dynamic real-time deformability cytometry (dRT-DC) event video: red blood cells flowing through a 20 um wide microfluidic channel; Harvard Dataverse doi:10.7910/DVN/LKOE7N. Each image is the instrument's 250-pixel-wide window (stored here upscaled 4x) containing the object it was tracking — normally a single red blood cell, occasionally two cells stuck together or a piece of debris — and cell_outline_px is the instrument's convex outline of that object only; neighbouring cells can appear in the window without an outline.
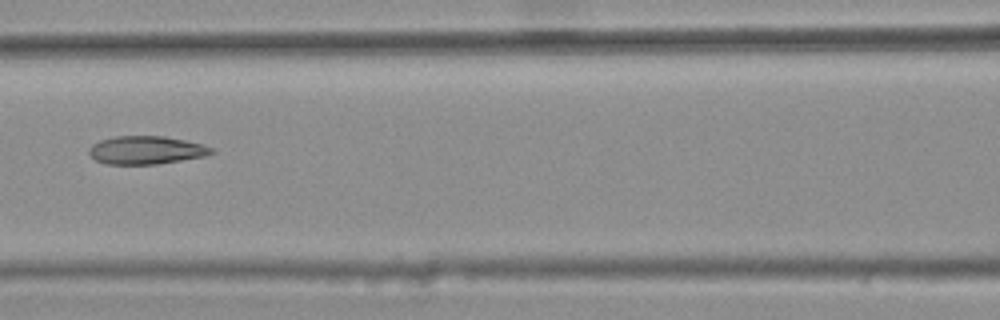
{"species": "common noctule bat (a hibernating species)", "species_latin": "Nyctalus noctula", "temperature_condition": "warm", "stored_images_in_passage": 4, "camera_frame_rate_fps": 3000, "um_per_image_px": 0.085, "animal": {"sex": "female", "body_mass_g": 25.1}, "frame": {"image": 1, "passage_image": 4, "time_ms": 1.0, "image_size_px": [1000, 320], "cell_outline_px": [[216, 152], [204, 156], [156, 164], [108, 164], [96, 160], [88, 152], [88, 148], [92, 144], [100, 140], [116, 136], [164, 136], [204, 144], [212, 148]], "centroid_in_image_um": [12.42, 12.75], "position_along_channel_um": 154.2, "area_um2": 20.0}}